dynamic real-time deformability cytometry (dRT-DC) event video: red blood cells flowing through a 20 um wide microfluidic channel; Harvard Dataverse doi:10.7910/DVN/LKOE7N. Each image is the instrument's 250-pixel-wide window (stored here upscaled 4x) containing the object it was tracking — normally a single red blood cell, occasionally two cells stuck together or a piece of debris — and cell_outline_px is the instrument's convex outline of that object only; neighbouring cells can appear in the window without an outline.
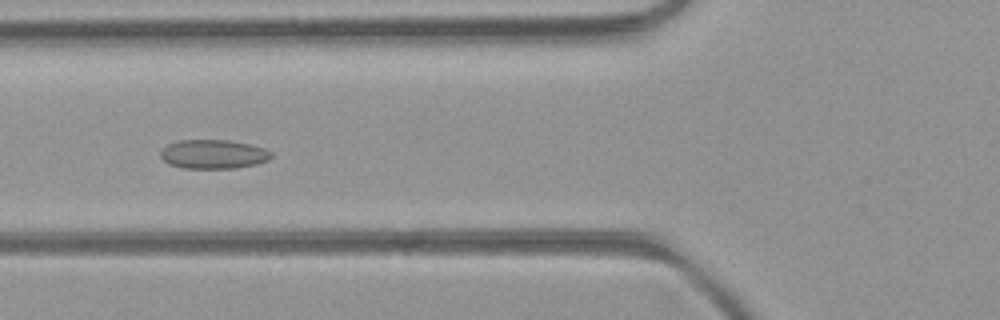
{"species": "common noctule bat (a hibernating species)", "species_latin": "Nyctalus noctula", "temperature_condition": "room temperature", "stored_images_in_passage": 49, "camera_frame_rate_fps": 3000, "um_per_image_px": 0.085, "animal": {"sex": "female", "body_mass_g": 21.9}, "frame": {"image": 1, "passage_image": 19, "time_ms": 6.0, "image_size_px": [1000, 320], "cell_outline_px": [[272, 156], [268, 160], [256, 164], [236, 168], [184, 168], [168, 164], [160, 156], [160, 148], [168, 144], [180, 140], [228, 140], [248, 144], [264, 148], [272, 152]], "centroid_in_image_um": [18.11, 13.1], "position_along_channel_um": 107.7, "area_um2": 18.79}}
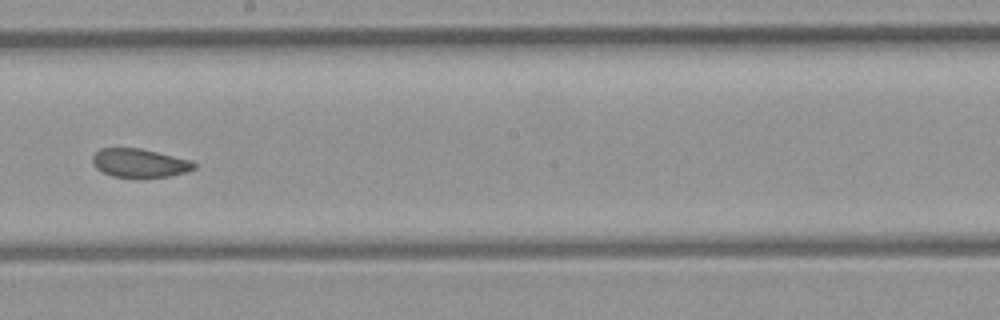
{"frame": {"image": 2, "passage_image": 28, "time_ms": 9.0, "image_size_px": [1000, 320], "cell_outline_px": [[196, 168], [184, 172], [168, 176], [140, 180], [132, 180], [112, 176], [96, 168], [92, 164], [92, 156], [100, 148], [140, 148], [192, 160], [196, 164]], "centroid_in_image_um": [11.85, 13.9], "position_along_channel_um": 236.4, "area_um2": 17.57}}
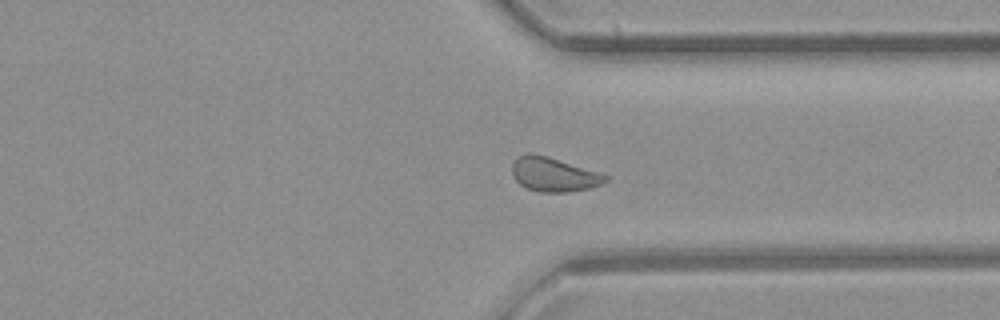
{"frame": {"image": 3, "passage_image": 37, "time_ms": 12.0, "image_size_px": [1000, 320], "cell_outline_px": [[608, 180], [600, 184], [588, 188], [564, 192], [540, 192], [528, 188], [520, 184], [516, 180], [512, 172], [512, 164], [520, 156], [528, 152], [532, 152], [548, 156], [608, 176]], "centroid_in_image_um": [47.02, 14.82], "position_along_channel_um": 364.4, "area_um2": 18.15}, "authors_computed_cell_mechanics": {"area_um2": 18.8428, "velocity_mm_per_s": 4.2764, "shape_relaxation_time_tau1_ms": 9.6592, "shape_relaxation_time_tau2_ms": 1.3799, "deformation_change_tau1": 0.119, "deformation_change_tau2": 0.052}}